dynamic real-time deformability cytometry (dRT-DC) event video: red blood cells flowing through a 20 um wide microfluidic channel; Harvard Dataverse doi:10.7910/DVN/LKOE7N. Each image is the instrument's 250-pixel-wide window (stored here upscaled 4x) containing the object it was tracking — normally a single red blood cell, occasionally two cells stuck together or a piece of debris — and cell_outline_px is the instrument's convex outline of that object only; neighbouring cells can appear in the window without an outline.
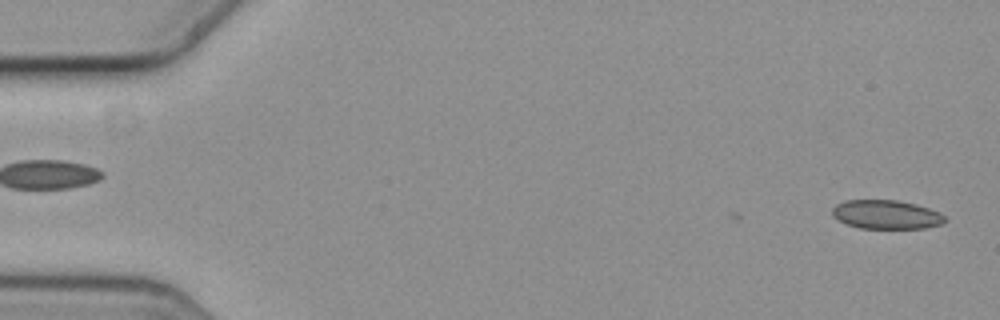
{"species": "common noctule bat (a hibernating species)", "species_latin": "Nyctalus noctula", "temperature_condition": "cold", "stored_images_in_passage": 6, "camera_frame_rate_fps": 3000, "um_per_image_px": 0.085, "animal": {"sex": "female", "body_mass_g": 19.3, "forearm_length_mm": 54.1}, "frame": {"image": 1, "passage_image": 2, "time_ms": 0.333, "image_size_px": [1000, 320], "cell_outline_px": [[948, 220], [944, 224], [924, 228], [860, 228], [848, 224], [832, 216], [832, 208], [836, 204], [844, 200], [896, 200], [916, 204], [940, 212]], "centroid_in_image_um": [75.36, 18.23], "position_along_channel_um": 9.6, "area_um2": 19.02}}